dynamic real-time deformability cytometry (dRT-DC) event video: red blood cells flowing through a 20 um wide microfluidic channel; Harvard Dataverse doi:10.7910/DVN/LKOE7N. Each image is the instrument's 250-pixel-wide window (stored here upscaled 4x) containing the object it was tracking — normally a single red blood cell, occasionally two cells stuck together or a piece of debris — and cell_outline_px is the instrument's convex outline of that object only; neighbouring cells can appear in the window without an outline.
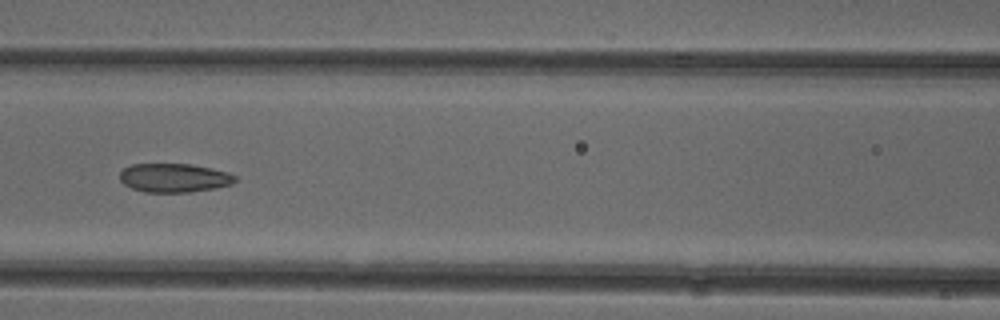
{"species": "common noctule bat (a hibernating species)", "species_latin": "Nyctalus noctula", "temperature_condition": "cold", "stored_images_in_passage": 6, "camera_frame_rate_fps": 3000, "um_per_image_px": 0.085, "animal": {"sex": "female"}, "frame": {"image": 1, "passage_image": 6, "time_ms": 6.0, "image_size_px": [1000, 320], "cell_outline_px": [[236, 180], [232, 184], [216, 188], [188, 192], [144, 192], [132, 188], [124, 184], [120, 180], [120, 172], [124, 168], [132, 164], [188, 164], [212, 168], [228, 172], [236, 176]], "centroid_in_image_um": [14.81, 15.12], "position_along_channel_um": 151.8, "area_um2": 19.36}}